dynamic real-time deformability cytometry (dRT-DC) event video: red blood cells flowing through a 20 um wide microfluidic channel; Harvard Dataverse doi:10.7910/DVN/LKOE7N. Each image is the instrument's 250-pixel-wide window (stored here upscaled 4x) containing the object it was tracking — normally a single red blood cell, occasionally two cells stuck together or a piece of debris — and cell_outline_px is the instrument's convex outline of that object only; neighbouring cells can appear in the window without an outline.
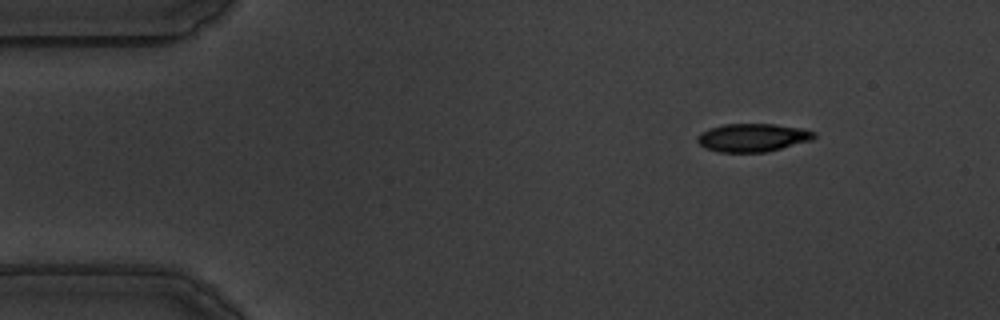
{"species": "common noctule bat (a hibernating species)", "species_latin": "Nyctalus noctula", "temperature_condition": "warm", "stored_images_in_passage": 51, "camera_frame_rate_fps": 3000, "um_per_image_px": 0.085, "animal": {"sex": "male", "body_mass_g": 19.5, "forearm_length_mm": 54.6}, "frame": {"image": 1, "passage_image": 2, "time_ms": 0.333, "image_size_px": [1000, 320], "cell_outline_px": [[816, 136], [812, 140], [764, 152], [720, 152], [704, 148], [696, 140], [696, 136], [712, 128], [724, 124], [772, 124], [800, 128], [816, 132]], "centroid_in_image_um": [63.97, 11.7], "position_along_channel_um": 21.0, "area_um2": 18.9}}
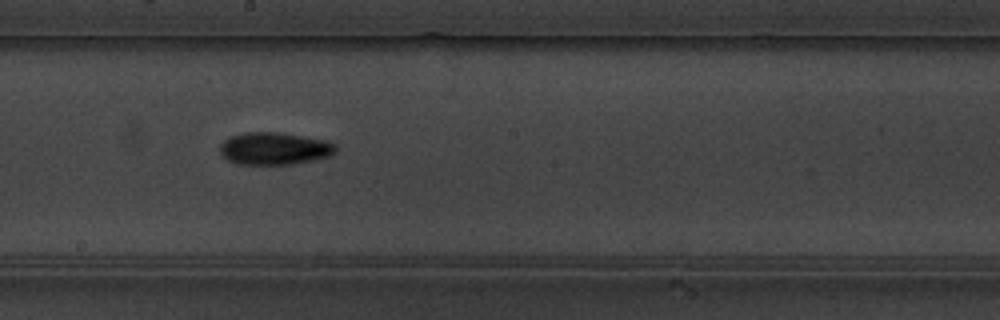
{"frame": {"image": 2, "passage_image": 26, "time_ms": 8.333, "image_size_px": [1000, 320], "cell_outline_px": [[336, 152], [328, 156], [312, 160], [292, 164], [240, 164], [228, 160], [220, 152], [220, 144], [228, 136], [244, 132], [280, 132], [328, 140], [336, 144]], "centroid_in_image_um": [23.33, 12.6], "position_along_channel_um": 224.9, "area_um2": 21.96}}
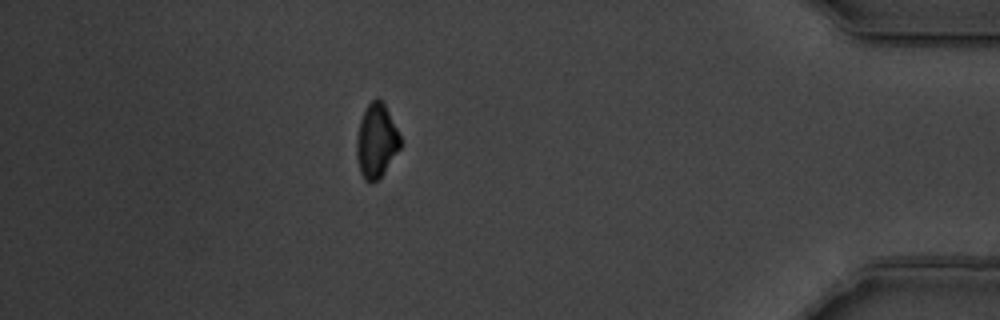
{"frame": {"image": 3, "passage_image": 45, "time_ms": 14.667, "image_size_px": [1000, 320], "cell_outline_px": [[400, 148], [384, 172], [376, 180], [364, 180], [360, 172], [356, 156], [356, 140], [360, 120], [368, 104], [376, 96], [384, 100], [400, 136]], "centroid_in_image_um": [31.99, 11.92], "position_along_channel_um": 403.2, "area_um2": 18.79}, "authors_computed_cell_mechanics": {"area_um2": 19.8832, "velocity_mm_per_s": 3.5229, "shape_relaxation_time_tau1_ms": 3.6667, "shape_relaxation_time_tau2_ms": 7.743, "deformation_change_tau1": 0.1398, "deformation_change_tau2": 0.1326}}